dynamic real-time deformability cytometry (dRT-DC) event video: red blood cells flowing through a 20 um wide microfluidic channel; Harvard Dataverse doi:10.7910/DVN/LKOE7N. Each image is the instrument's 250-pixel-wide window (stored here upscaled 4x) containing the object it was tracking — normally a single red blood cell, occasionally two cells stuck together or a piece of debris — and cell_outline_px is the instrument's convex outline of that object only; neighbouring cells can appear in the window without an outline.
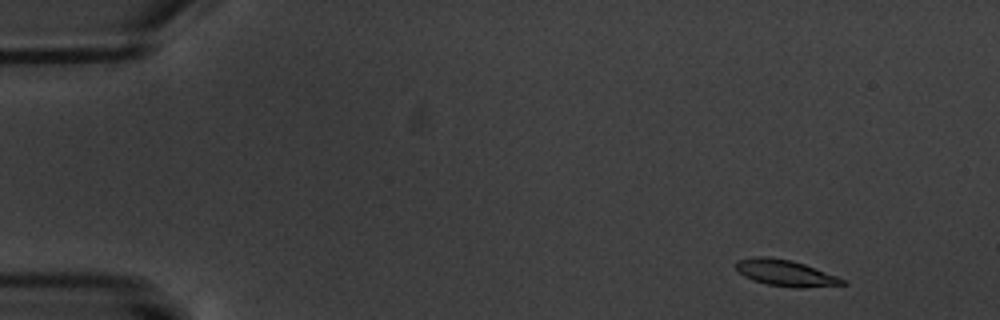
{"species": "common noctule bat (a hibernating species)", "species_latin": "Nyctalus noctula", "temperature_condition": "warm", "stored_images_in_passage": 6, "camera_frame_rate_fps": 3000, "um_per_image_px": 0.085, "animal": {"sex": "male", "body_mass_g": 20.1, "forearm_length_mm": 53.5}, "frame": {"image": 1, "passage_image": 1, "time_ms": 0.0, "image_size_px": [1000, 320], "cell_outline_px": [[848, 284], [800, 288], [796, 288], [768, 284], [752, 280], [744, 276], [732, 264], [736, 260], [760, 256], [768, 256], [792, 260], [804, 264], [836, 276], [844, 280]], "centroid_in_image_um": [66.72, 23.19], "position_along_channel_um": 18.3, "area_um2": 16.24}}
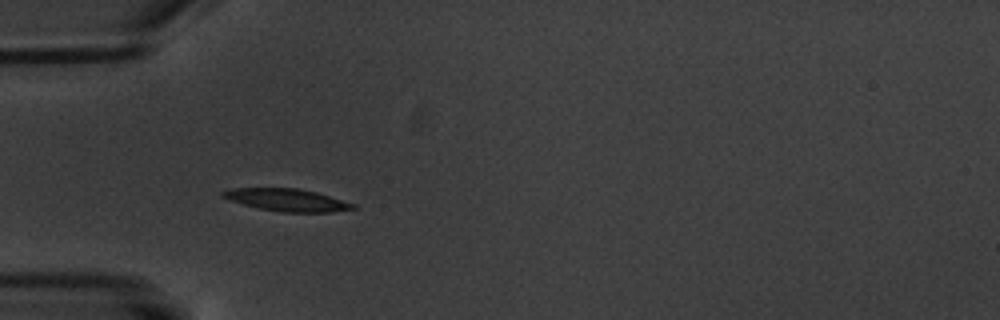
{"frame": {"image": 2, "passage_image": 4, "time_ms": 4.333, "image_size_px": [1000, 320], "cell_outline_px": [[356, 208], [328, 212], [280, 212], [260, 208], [244, 204], [220, 196], [220, 192], [232, 188], [296, 188], [316, 192], [356, 204]], "centroid_in_image_um": [24.39, 16.99], "position_along_channel_um": 60.6, "area_um2": 16.76}}